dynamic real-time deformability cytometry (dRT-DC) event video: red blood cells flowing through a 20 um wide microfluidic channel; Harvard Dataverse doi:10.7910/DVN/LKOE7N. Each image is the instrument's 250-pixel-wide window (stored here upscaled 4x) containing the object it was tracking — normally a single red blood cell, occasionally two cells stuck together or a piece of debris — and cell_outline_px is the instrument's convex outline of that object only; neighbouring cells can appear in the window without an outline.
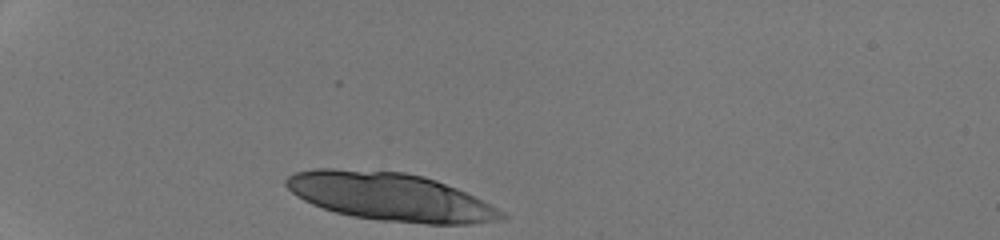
{"species": "human", "species_latin": "Homo sapiens", "temperature_condition": "room temperature", "stored_images_in_passage": 30, "camera_frame_rate_fps": 3000, "um_per_image_px": 0.085, "donor": {"sex": "male"}, "frame": {"image": 1, "passage_image": 1, "time_ms": 0.0, "image_size_px": [1000, 240], "cell_outline_px": [[508, 216], [500, 220], [472, 224], [428, 224], [380, 220], [352, 216], [336, 212], [312, 204], [296, 196], [284, 184], [284, 180], [288, 176], [296, 172], [316, 168], [332, 168], [404, 172], [424, 176], [436, 180], [456, 188], [504, 212]], "centroid_in_image_um": [33.14, 16.72], "position_along_channel_um": 51.9, "area_um2": 59.88}, "authors_computed_cell_mechanics": {"area_um2": 35.1713, "velocity_mm_per_s": 4.2322, "shape_relaxation_time_tau1_ms": 0.6421, "shape_relaxation_time_tau2_ms": null, "deformation_change_tau1": 0.266, "deformation_change_tau2": null}}